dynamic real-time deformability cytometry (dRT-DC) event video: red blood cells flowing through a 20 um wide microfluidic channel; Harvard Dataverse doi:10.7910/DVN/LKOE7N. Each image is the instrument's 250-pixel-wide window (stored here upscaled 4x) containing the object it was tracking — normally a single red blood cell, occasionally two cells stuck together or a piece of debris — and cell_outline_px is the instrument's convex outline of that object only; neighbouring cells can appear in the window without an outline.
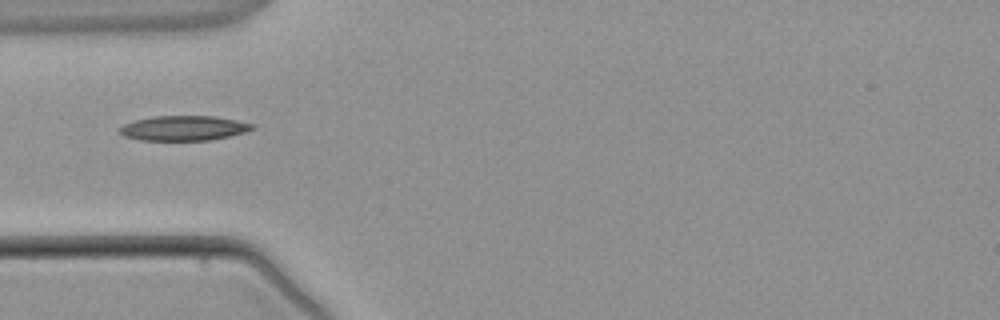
{"species": "common noctule bat (a hibernating species)", "species_latin": "Nyctalus noctula", "temperature_condition": "warm", "stored_images_in_passage": 5, "camera_frame_rate_fps": 3000, "um_per_image_px": 0.085, "animal": {"sex": "male", "body_mass_g": 21.5, "forearm_length_mm": 52.0}, "frame": {"image": 1, "passage_image": 5, "time_ms": 4.667, "image_size_px": [1000, 320], "cell_outline_px": [[256, 128], [244, 132], [228, 136], [208, 140], [140, 140], [124, 136], [116, 128], [124, 124], [136, 120], [152, 116], [216, 116], [236, 120], [252, 124]], "centroid_in_image_um": [15.58, 10.88], "position_along_channel_um": 69.4, "area_um2": 19.13}}